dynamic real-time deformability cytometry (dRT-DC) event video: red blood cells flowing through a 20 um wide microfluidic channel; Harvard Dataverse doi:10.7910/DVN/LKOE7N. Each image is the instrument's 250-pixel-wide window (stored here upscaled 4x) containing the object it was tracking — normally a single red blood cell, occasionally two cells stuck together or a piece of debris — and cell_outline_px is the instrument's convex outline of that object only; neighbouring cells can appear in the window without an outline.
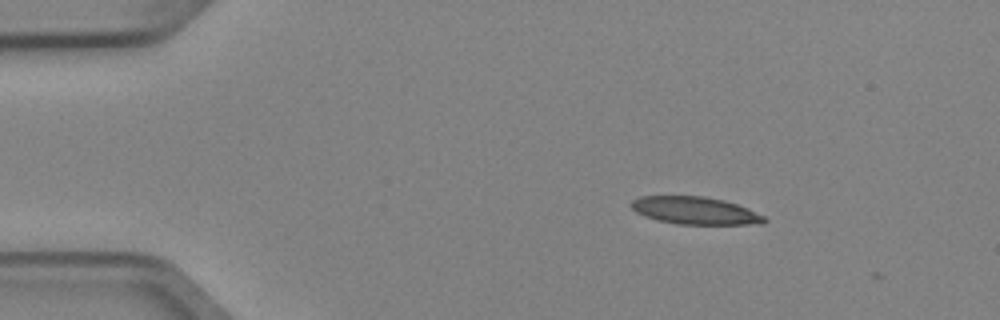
{"species": "Egyptian fruit bat (a non-hibernating species)", "species_latin": "Rousettus aegyptiacus", "temperature_condition": "cold", "stored_images_in_passage": 3, "camera_frame_rate_fps": 3000, "um_per_image_px": 0.085, "animal": {"sex": "female"}, "frame": {"image": 1, "passage_image": 1, "time_ms": 0.0, "image_size_px": [1000, 320], "cell_outline_px": [[768, 220], [764, 224], [676, 224], [656, 220], [644, 216], [636, 212], [628, 204], [632, 200], [640, 196], [704, 196], [724, 200], [736, 204], [764, 216]], "centroid_in_image_um": [59.04, 17.9], "position_along_channel_um": 26.0, "area_um2": 21.39}}